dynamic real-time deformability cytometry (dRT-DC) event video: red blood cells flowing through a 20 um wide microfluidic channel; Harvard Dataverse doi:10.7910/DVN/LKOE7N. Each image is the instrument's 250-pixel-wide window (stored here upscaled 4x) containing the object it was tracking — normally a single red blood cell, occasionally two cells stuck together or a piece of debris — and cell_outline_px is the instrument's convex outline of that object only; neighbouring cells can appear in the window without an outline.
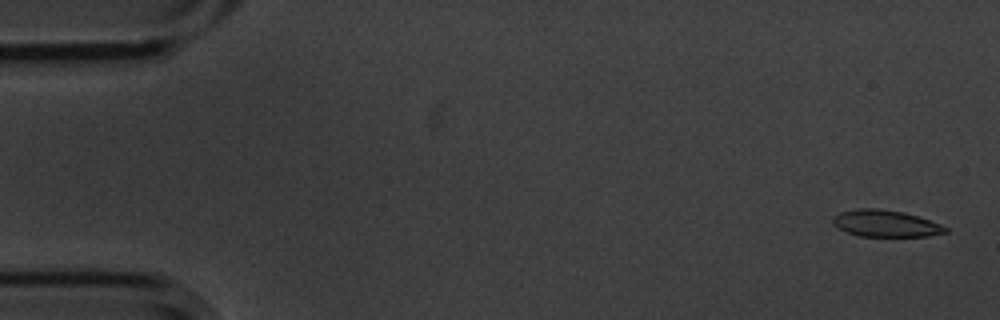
{"species": "common noctule bat (a hibernating species)", "species_latin": "Nyctalus noctula", "temperature_condition": "cold", "stored_images_in_passage": 5, "camera_frame_rate_fps": 3000, "um_per_image_px": 0.085, "animal": {"sex": "male", "body_mass_g": 20.1, "forearm_length_mm": 53.5}, "frame": {"image": 1, "passage_image": 1, "time_ms": 0.0, "image_size_px": [1000, 320], "cell_outline_px": [[948, 232], [928, 236], [860, 236], [848, 232], [832, 224], [832, 220], [840, 212], [856, 208], [876, 208], [904, 212], [940, 224], [948, 228]], "centroid_in_image_um": [75.28, 18.99], "position_along_channel_um": 9.7, "area_um2": 17.34}}
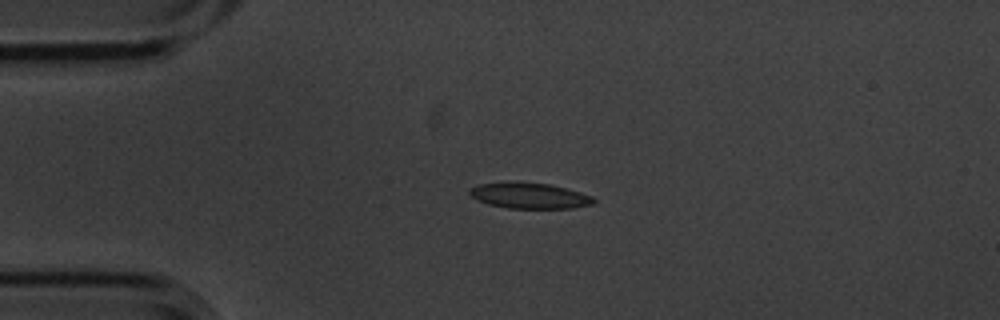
{"frame": {"image": 2, "passage_image": 4, "time_ms": 1.0, "image_size_px": [1000, 320], "cell_outline_px": [[596, 204], [572, 208], [508, 208], [488, 204], [476, 200], [468, 192], [472, 188], [480, 184], [548, 184], [580, 192], [592, 196], [596, 200]], "centroid_in_image_um": [45.08, 16.68], "position_along_channel_um": 39.9, "area_um2": 17.86}}